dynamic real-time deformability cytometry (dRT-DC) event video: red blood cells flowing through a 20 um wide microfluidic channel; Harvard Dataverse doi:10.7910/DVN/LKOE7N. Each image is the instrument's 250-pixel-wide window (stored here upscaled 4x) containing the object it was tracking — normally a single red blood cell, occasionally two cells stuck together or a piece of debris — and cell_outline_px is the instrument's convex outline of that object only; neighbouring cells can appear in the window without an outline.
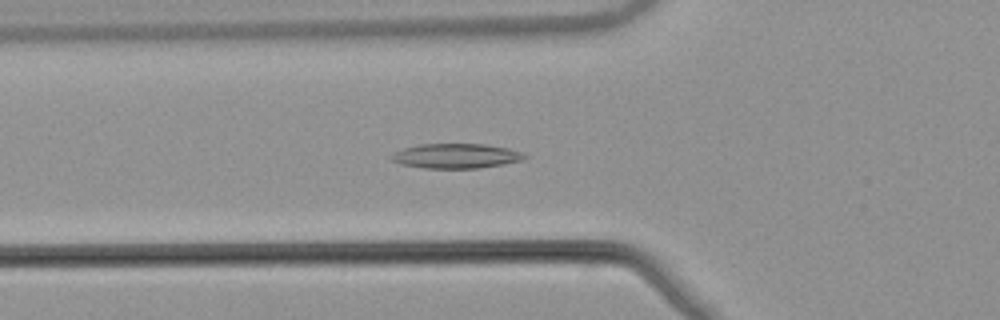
{"species": "common noctule bat (a hibernating species)", "species_latin": "Nyctalus noctula", "temperature_condition": "warm", "stored_images_in_passage": 48, "camera_frame_rate_fps": 3000, "um_per_image_px": 0.085, "animal": {"sex": "male", "body_mass_g": 21.5, "forearm_length_mm": 52.0}, "frame": {"image": 1, "passage_image": 20, "time_ms": 6.333, "image_size_px": [1000, 320], "cell_outline_px": [[528, 156], [524, 160], [504, 164], [480, 168], [424, 168], [400, 164], [392, 160], [388, 156], [404, 148], [420, 144], [484, 144], [508, 148], [524, 152]], "centroid_in_image_um": [38.8, 13.26], "position_along_channel_um": 87.0, "area_um2": 19.31}}
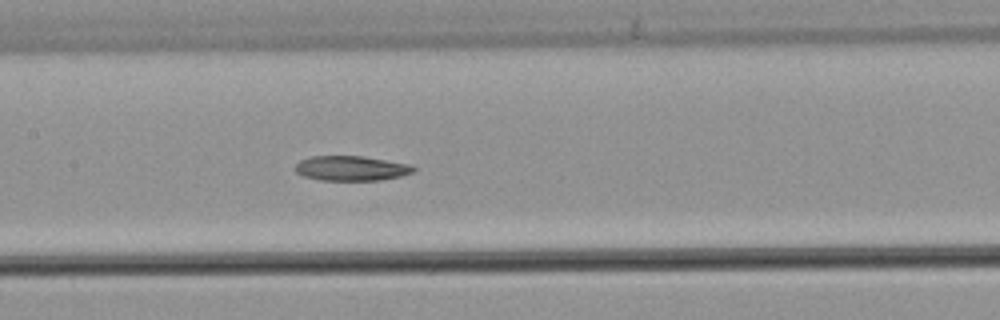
{"frame": {"image": 2, "passage_image": 27, "time_ms": 8.667, "image_size_px": [1000, 320], "cell_outline_px": [[416, 168], [412, 172], [400, 176], [380, 180], [320, 180], [304, 176], [296, 172], [296, 164], [300, 160], [312, 156], [364, 156], [408, 164]], "centroid_in_image_um": [29.84, 14.3], "position_along_channel_um": 177.6, "area_um2": 16.94}}
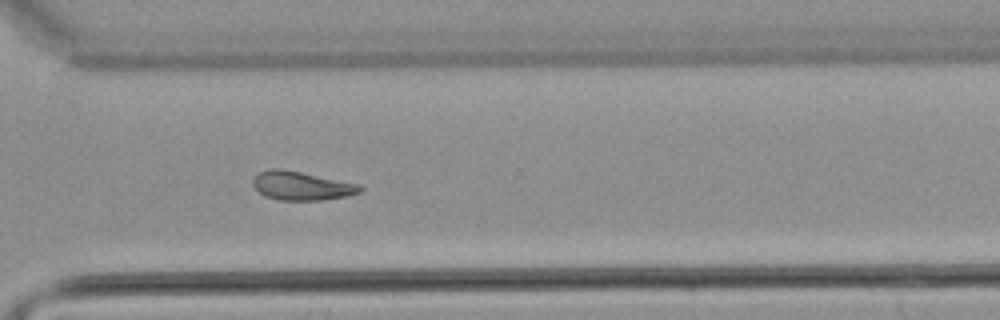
{"frame": {"image": 3, "passage_image": 40, "time_ms": 13.0, "image_size_px": [1000, 320], "cell_outline_px": [[364, 188], [360, 192], [348, 196], [320, 200], [276, 200], [264, 196], [252, 184], [252, 180], [260, 172], [272, 168], [280, 168], [360, 184]], "centroid_in_image_um": [25.64, 15.8], "position_along_channel_um": 345.0, "area_um2": 17.86}}